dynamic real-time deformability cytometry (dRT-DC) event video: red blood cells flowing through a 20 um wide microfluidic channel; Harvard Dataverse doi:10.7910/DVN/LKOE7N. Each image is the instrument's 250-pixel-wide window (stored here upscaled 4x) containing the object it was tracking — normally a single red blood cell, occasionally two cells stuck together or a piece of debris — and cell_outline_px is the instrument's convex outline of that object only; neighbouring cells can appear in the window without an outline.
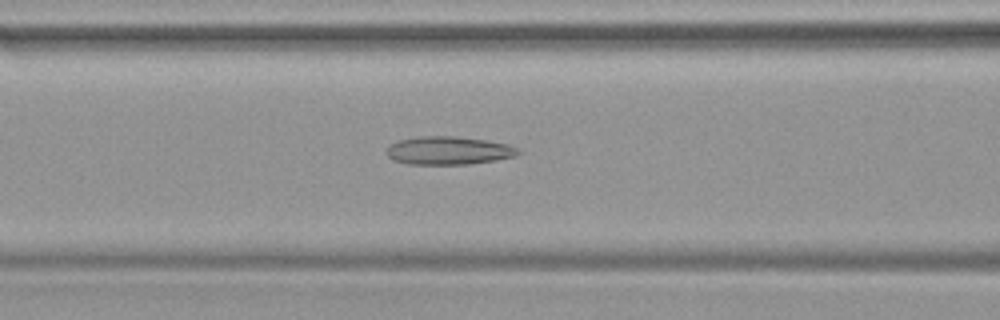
{"species": "common noctule bat (a hibernating species)", "species_latin": "Nyctalus noctula", "temperature_condition": "warm", "stored_images_in_passage": 48, "camera_frame_rate_fps": 3000, "um_per_image_px": 0.085, "animal": {"sex": "female", "body_mass_g": 19.9}, "frame": {"image": 1, "passage_image": 20, "time_ms": 6.333, "image_size_px": [1000, 320], "cell_outline_px": [[520, 152], [516, 156], [496, 160], [468, 164], [408, 164], [392, 160], [388, 156], [388, 144], [396, 140], [416, 136], [456, 136], [484, 140], [508, 144], [520, 148]], "centroid_in_image_um": [38.11, 12.79], "position_along_channel_um": 128.5, "area_um2": 21.79}}
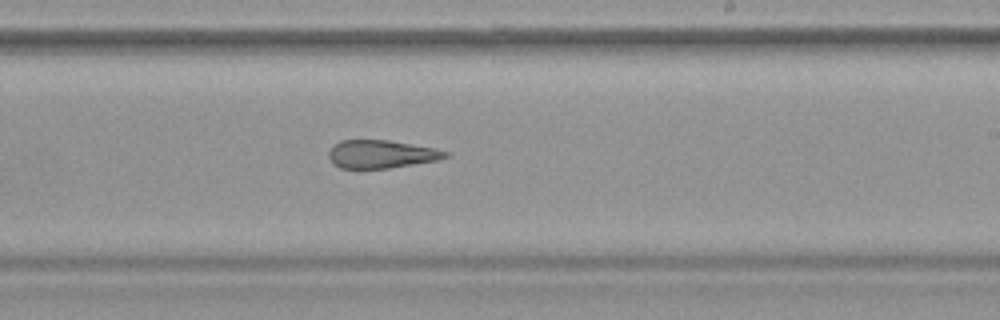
{"frame": {"image": 2, "passage_image": 29, "time_ms": 9.333, "image_size_px": [1000, 320], "cell_outline_px": [[452, 156], [440, 160], [388, 168], [356, 172], [340, 168], [332, 164], [328, 156], [328, 152], [332, 144], [340, 140], [388, 140], [432, 148], [448, 152]], "centroid_in_image_um": [32.32, 13.15], "position_along_channel_um": 256.7, "area_um2": 19.88}}
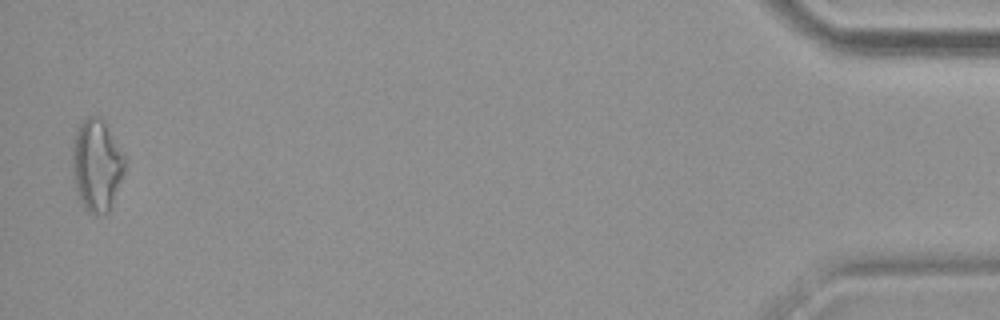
{"frame": {"image": 3, "passage_image": 47, "time_ms": 15.333, "image_size_px": [1000, 320], "cell_outline_px": [[124, 172], [108, 212], [88, 212], [76, 188], [72, 168], [72, 144], [76, 132], [80, 124], [88, 116], [100, 116], [104, 120], [124, 156]], "centroid_in_image_um": [8.21, 13.97], "position_along_channel_um": 427.0, "area_um2": 27.28}}